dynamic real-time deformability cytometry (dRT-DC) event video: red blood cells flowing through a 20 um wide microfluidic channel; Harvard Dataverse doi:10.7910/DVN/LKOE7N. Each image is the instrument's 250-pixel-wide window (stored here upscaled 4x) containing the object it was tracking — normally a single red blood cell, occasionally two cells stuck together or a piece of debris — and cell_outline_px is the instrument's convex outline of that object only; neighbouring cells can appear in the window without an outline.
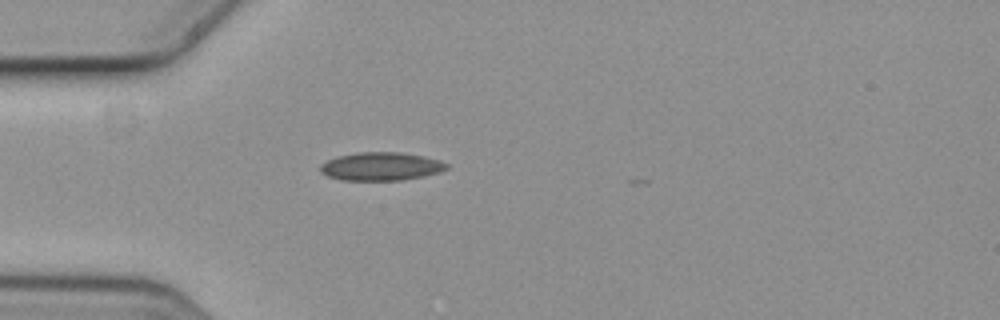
{"species": "common noctule bat (a hibernating species)", "species_latin": "Nyctalus noctula", "temperature_condition": "cold", "stored_images_in_passage": 1, "camera_frame_rate_fps": 3000, "um_per_image_px": 0.085, "animal": {"sex": "female", "body_mass_g": 19.3, "forearm_length_mm": 54.1}, "frame": {"image": 1, "passage_image": 1, "time_ms": 0.0, "image_size_px": [1000, 320], "cell_outline_px": [[448, 168], [440, 172], [424, 176], [400, 180], [344, 180], [328, 176], [320, 172], [320, 164], [336, 156], [356, 152], [400, 152], [424, 156], [440, 160], [448, 164]], "centroid_in_image_um": [32.39, 14.13], "position_along_channel_um": 52.6, "area_um2": 20.87}}